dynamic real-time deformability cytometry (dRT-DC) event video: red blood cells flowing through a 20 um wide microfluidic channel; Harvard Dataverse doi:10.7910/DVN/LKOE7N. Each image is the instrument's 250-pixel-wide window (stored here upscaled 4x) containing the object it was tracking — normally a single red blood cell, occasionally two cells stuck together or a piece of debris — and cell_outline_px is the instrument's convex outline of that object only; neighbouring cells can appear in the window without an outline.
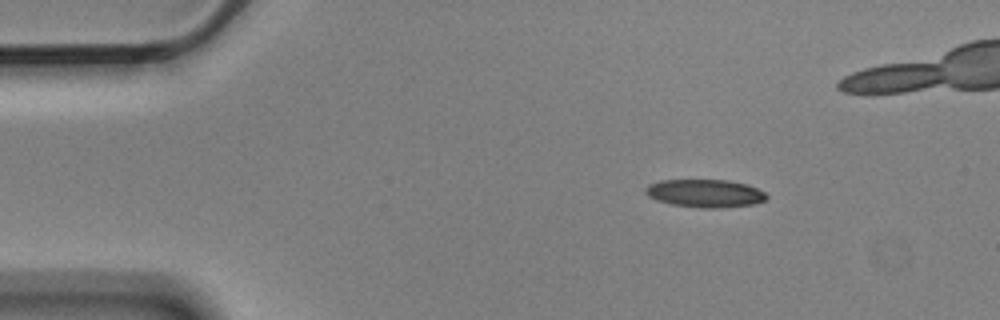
{"species": "Egyptian fruit bat (a non-hibernating species)", "species_latin": "Rousettus aegyptiacus", "temperature_condition": "cold", "stored_images_in_passage": 4, "segment_of_instrument_passage": [2, 2], "camera_frame_rate_fps": 3000, "um_per_image_px": 0.085, "animal": {"sex": "male"}, "frame": {"image": 1, "passage_image": 4, "time_ms": 1.0, "image_size_px": [1000, 320], "cell_outline_px": [[768, 196], [764, 200], [756, 204], [720, 208], [700, 208], [672, 204], [656, 200], [648, 196], [644, 192], [644, 188], [648, 184], [660, 180], [728, 180], [748, 184], [764, 192]], "centroid_in_image_um": [59.91, 16.43], "position_along_channel_um": 25.1, "area_um2": 19.88}}